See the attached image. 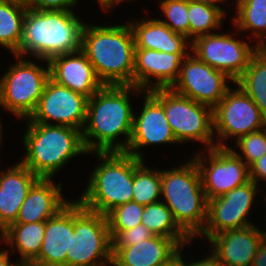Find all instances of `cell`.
Instances as JSON below:
<instances>
[{"label":"cell","instance_id":"obj_1","mask_svg":"<svg viewBox=\"0 0 266 266\" xmlns=\"http://www.w3.org/2000/svg\"><path fill=\"white\" fill-rule=\"evenodd\" d=\"M143 92L133 85H104L88 100L82 129L88 153L126 152L135 111L132 95L140 97Z\"/></svg>","mask_w":266,"mask_h":266},{"label":"cell","instance_id":"obj_2","mask_svg":"<svg viewBox=\"0 0 266 266\" xmlns=\"http://www.w3.org/2000/svg\"><path fill=\"white\" fill-rule=\"evenodd\" d=\"M87 22L82 31L81 50L98 79L103 85H133L136 47L129 22L116 25Z\"/></svg>","mask_w":266,"mask_h":266},{"label":"cell","instance_id":"obj_3","mask_svg":"<svg viewBox=\"0 0 266 266\" xmlns=\"http://www.w3.org/2000/svg\"><path fill=\"white\" fill-rule=\"evenodd\" d=\"M74 10L27 8L23 20L20 57L49 61L53 57L81 50L84 18Z\"/></svg>","mask_w":266,"mask_h":266},{"label":"cell","instance_id":"obj_4","mask_svg":"<svg viewBox=\"0 0 266 266\" xmlns=\"http://www.w3.org/2000/svg\"><path fill=\"white\" fill-rule=\"evenodd\" d=\"M21 135L23 157L18 159L36 176L53 179L71 159L90 155L83 142L82 131L64 125L34 123L25 119Z\"/></svg>","mask_w":266,"mask_h":266},{"label":"cell","instance_id":"obj_5","mask_svg":"<svg viewBox=\"0 0 266 266\" xmlns=\"http://www.w3.org/2000/svg\"><path fill=\"white\" fill-rule=\"evenodd\" d=\"M183 162L173 164L170 169H161V201L172 211L178 226L196 244L207 219V198L194 159L190 156Z\"/></svg>","mask_w":266,"mask_h":266},{"label":"cell","instance_id":"obj_6","mask_svg":"<svg viewBox=\"0 0 266 266\" xmlns=\"http://www.w3.org/2000/svg\"><path fill=\"white\" fill-rule=\"evenodd\" d=\"M96 157L86 187L77 200L93 212L106 215L113 208L132 201L134 156L126 152H94Z\"/></svg>","mask_w":266,"mask_h":266},{"label":"cell","instance_id":"obj_7","mask_svg":"<svg viewBox=\"0 0 266 266\" xmlns=\"http://www.w3.org/2000/svg\"><path fill=\"white\" fill-rule=\"evenodd\" d=\"M12 57L15 62L0 75V107L22 121L29 119L36 110L50 79L49 64L37 58L26 59L15 54Z\"/></svg>","mask_w":266,"mask_h":266},{"label":"cell","instance_id":"obj_8","mask_svg":"<svg viewBox=\"0 0 266 266\" xmlns=\"http://www.w3.org/2000/svg\"><path fill=\"white\" fill-rule=\"evenodd\" d=\"M112 265V240L106 215L88 210L74 199V236L66 266Z\"/></svg>","mask_w":266,"mask_h":266},{"label":"cell","instance_id":"obj_9","mask_svg":"<svg viewBox=\"0 0 266 266\" xmlns=\"http://www.w3.org/2000/svg\"><path fill=\"white\" fill-rule=\"evenodd\" d=\"M233 29L235 32L219 31L196 37L191 42V53L235 82L244 73L259 47L254 42H247V37L234 26Z\"/></svg>","mask_w":266,"mask_h":266},{"label":"cell","instance_id":"obj_10","mask_svg":"<svg viewBox=\"0 0 266 266\" xmlns=\"http://www.w3.org/2000/svg\"><path fill=\"white\" fill-rule=\"evenodd\" d=\"M265 191L264 188L249 180L222 196L208 200L207 219L202 233L197 237L198 240L202 237L206 243L211 236L221 232L255 225L252 214L255 212V206L259 205L263 198L265 200ZM258 195H260L259 198ZM260 197H262L261 200Z\"/></svg>","mask_w":266,"mask_h":266},{"label":"cell","instance_id":"obj_11","mask_svg":"<svg viewBox=\"0 0 266 266\" xmlns=\"http://www.w3.org/2000/svg\"><path fill=\"white\" fill-rule=\"evenodd\" d=\"M164 112L180 145L200 143L202 147L199 144V150L216 146L211 107L181 96L171 89H164Z\"/></svg>","mask_w":266,"mask_h":266},{"label":"cell","instance_id":"obj_12","mask_svg":"<svg viewBox=\"0 0 266 266\" xmlns=\"http://www.w3.org/2000/svg\"><path fill=\"white\" fill-rule=\"evenodd\" d=\"M234 85L213 108V133L217 147H229L231 144L227 141L234 138V143L240 137L266 127V121L257 105Z\"/></svg>","mask_w":266,"mask_h":266},{"label":"cell","instance_id":"obj_13","mask_svg":"<svg viewBox=\"0 0 266 266\" xmlns=\"http://www.w3.org/2000/svg\"><path fill=\"white\" fill-rule=\"evenodd\" d=\"M191 157L199 169L207 201L222 196L250 180L249 167L229 147L196 149Z\"/></svg>","mask_w":266,"mask_h":266},{"label":"cell","instance_id":"obj_14","mask_svg":"<svg viewBox=\"0 0 266 266\" xmlns=\"http://www.w3.org/2000/svg\"><path fill=\"white\" fill-rule=\"evenodd\" d=\"M142 107L134 111L132 134L126 153L144 160L143 149L157 145H178L164 112V89L144 91ZM138 113V114H136ZM142 150V151H141Z\"/></svg>","mask_w":266,"mask_h":266},{"label":"cell","instance_id":"obj_15","mask_svg":"<svg viewBox=\"0 0 266 266\" xmlns=\"http://www.w3.org/2000/svg\"><path fill=\"white\" fill-rule=\"evenodd\" d=\"M232 85L234 81L225 73L210 67L190 52L183 59L179 77L170 89L213 109Z\"/></svg>","mask_w":266,"mask_h":266},{"label":"cell","instance_id":"obj_16","mask_svg":"<svg viewBox=\"0 0 266 266\" xmlns=\"http://www.w3.org/2000/svg\"><path fill=\"white\" fill-rule=\"evenodd\" d=\"M89 98L49 79L29 120L48 125L83 129Z\"/></svg>","mask_w":266,"mask_h":266},{"label":"cell","instance_id":"obj_17","mask_svg":"<svg viewBox=\"0 0 266 266\" xmlns=\"http://www.w3.org/2000/svg\"><path fill=\"white\" fill-rule=\"evenodd\" d=\"M187 55L135 49L133 86L142 91L170 89L178 79Z\"/></svg>","mask_w":266,"mask_h":266},{"label":"cell","instance_id":"obj_18","mask_svg":"<svg viewBox=\"0 0 266 266\" xmlns=\"http://www.w3.org/2000/svg\"><path fill=\"white\" fill-rule=\"evenodd\" d=\"M265 234L266 229L255 224L213 235L206 245L224 266H251Z\"/></svg>","mask_w":266,"mask_h":266},{"label":"cell","instance_id":"obj_19","mask_svg":"<svg viewBox=\"0 0 266 266\" xmlns=\"http://www.w3.org/2000/svg\"><path fill=\"white\" fill-rule=\"evenodd\" d=\"M48 64L51 80L89 99L104 86L82 50L53 57Z\"/></svg>","mask_w":266,"mask_h":266},{"label":"cell","instance_id":"obj_20","mask_svg":"<svg viewBox=\"0 0 266 266\" xmlns=\"http://www.w3.org/2000/svg\"><path fill=\"white\" fill-rule=\"evenodd\" d=\"M74 236V199L45 222L44 239L39 255L33 260L38 266H66Z\"/></svg>","mask_w":266,"mask_h":266},{"label":"cell","instance_id":"obj_21","mask_svg":"<svg viewBox=\"0 0 266 266\" xmlns=\"http://www.w3.org/2000/svg\"><path fill=\"white\" fill-rule=\"evenodd\" d=\"M7 167H0V226L4 230L16 222L29 190L40 179L19 160Z\"/></svg>","mask_w":266,"mask_h":266},{"label":"cell","instance_id":"obj_22","mask_svg":"<svg viewBox=\"0 0 266 266\" xmlns=\"http://www.w3.org/2000/svg\"><path fill=\"white\" fill-rule=\"evenodd\" d=\"M132 28L135 49H153L165 53L189 54L191 41L183 34L173 32L158 17L127 20Z\"/></svg>","mask_w":266,"mask_h":266},{"label":"cell","instance_id":"obj_23","mask_svg":"<svg viewBox=\"0 0 266 266\" xmlns=\"http://www.w3.org/2000/svg\"><path fill=\"white\" fill-rule=\"evenodd\" d=\"M62 188L54 179L40 178L29 190L15 223L46 222L52 218L71 201L63 195Z\"/></svg>","mask_w":266,"mask_h":266},{"label":"cell","instance_id":"obj_24","mask_svg":"<svg viewBox=\"0 0 266 266\" xmlns=\"http://www.w3.org/2000/svg\"><path fill=\"white\" fill-rule=\"evenodd\" d=\"M180 245L173 239L154 235L125 248H112L111 266H165L174 260Z\"/></svg>","mask_w":266,"mask_h":266},{"label":"cell","instance_id":"obj_25","mask_svg":"<svg viewBox=\"0 0 266 266\" xmlns=\"http://www.w3.org/2000/svg\"><path fill=\"white\" fill-rule=\"evenodd\" d=\"M234 1V0H233ZM231 25L250 40L255 39L259 48H266V0H236Z\"/></svg>","mask_w":266,"mask_h":266},{"label":"cell","instance_id":"obj_26","mask_svg":"<svg viewBox=\"0 0 266 266\" xmlns=\"http://www.w3.org/2000/svg\"><path fill=\"white\" fill-rule=\"evenodd\" d=\"M44 232L45 222L12 223L4 230V247L17 253L19 259L33 261L41 251Z\"/></svg>","mask_w":266,"mask_h":266},{"label":"cell","instance_id":"obj_27","mask_svg":"<svg viewBox=\"0 0 266 266\" xmlns=\"http://www.w3.org/2000/svg\"><path fill=\"white\" fill-rule=\"evenodd\" d=\"M24 0H0V48L15 54L23 38Z\"/></svg>","mask_w":266,"mask_h":266},{"label":"cell","instance_id":"obj_28","mask_svg":"<svg viewBox=\"0 0 266 266\" xmlns=\"http://www.w3.org/2000/svg\"><path fill=\"white\" fill-rule=\"evenodd\" d=\"M260 109L266 121V48L251 57L244 73L234 82Z\"/></svg>","mask_w":266,"mask_h":266},{"label":"cell","instance_id":"obj_29","mask_svg":"<svg viewBox=\"0 0 266 266\" xmlns=\"http://www.w3.org/2000/svg\"><path fill=\"white\" fill-rule=\"evenodd\" d=\"M141 223L153 235L175 240L180 246L193 241L176 223L172 211L163 201L145 205Z\"/></svg>","mask_w":266,"mask_h":266},{"label":"cell","instance_id":"obj_30","mask_svg":"<svg viewBox=\"0 0 266 266\" xmlns=\"http://www.w3.org/2000/svg\"><path fill=\"white\" fill-rule=\"evenodd\" d=\"M145 161L134 157L132 198L144 206L161 201V169L150 168Z\"/></svg>","mask_w":266,"mask_h":266},{"label":"cell","instance_id":"obj_31","mask_svg":"<svg viewBox=\"0 0 266 266\" xmlns=\"http://www.w3.org/2000/svg\"><path fill=\"white\" fill-rule=\"evenodd\" d=\"M189 40L221 31L227 15L215 6L188 0Z\"/></svg>","mask_w":266,"mask_h":266},{"label":"cell","instance_id":"obj_32","mask_svg":"<svg viewBox=\"0 0 266 266\" xmlns=\"http://www.w3.org/2000/svg\"><path fill=\"white\" fill-rule=\"evenodd\" d=\"M161 10L160 19L173 32L183 34L189 39L188 0H157Z\"/></svg>","mask_w":266,"mask_h":266},{"label":"cell","instance_id":"obj_33","mask_svg":"<svg viewBox=\"0 0 266 266\" xmlns=\"http://www.w3.org/2000/svg\"><path fill=\"white\" fill-rule=\"evenodd\" d=\"M144 205L131 201L106 214L109 231H124L141 224Z\"/></svg>","mask_w":266,"mask_h":266},{"label":"cell","instance_id":"obj_34","mask_svg":"<svg viewBox=\"0 0 266 266\" xmlns=\"http://www.w3.org/2000/svg\"><path fill=\"white\" fill-rule=\"evenodd\" d=\"M229 146L249 167L255 160L266 154V127L240 137ZM234 146V147H233Z\"/></svg>","mask_w":266,"mask_h":266},{"label":"cell","instance_id":"obj_35","mask_svg":"<svg viewBox=\"0 0 266 266\" xmlns=\"http://www.w3.org/2000/svg\"><path fill=\"white\" fill-rule=\"evenodd\" d=\"M112 248H125L151 238L153 233L142 223L124 231H110Z\"/></svg>","mask_w":266,"mask_h":266},{"label":"cell","instance_id":"obj_36","mask_svg":"<svg viewBox=\"0 0 266 266\" xmlns=\"http://www.w3.org/2000/svg\"><path fill=\"white\" fill-rule=\"evenodd\" d=\"M79 0H24L25 4L37 10H75Z\"/></svg>","mask_w":266,"mask_h":266},{"label":"cell","instance_id":"obj_37","mask_svg":"<svg viewBox=\"0 0 266 266\" xmlns=\"http://www.w3.org/2000/svg\"><path fill=\"white\" fill-rule=\"evenodd\" d=\"M192 243V241L182 245L178 251V257L181 259L183 266H224L216 257V255L210 251L208 248V254L205 253L201 255V258L198 259V257L195 259L194 256L190 260H188L187 256L184 255V248H189L188 246ZM186 258V259H185ZM195 259V260H194ZM187 260V261H186Z\"/></svg>","mask_w":266,"mask_h":266},{"label":"cell","instance_id":"obj_38","mask_svg":"<svg viewBox=\"0 0 266 266\" xmlns=\"http://www.w3.org/2000/svg\"><path fill=\"white\" fill-rule=\"evenodd\" d=\"M249 178L261 188H266V154L249 166Z\"/></svg>","mask_w":266,"mask_h":266},{"label":"cell","instance_id":"obj_39","mask_svg":"<svg viewBox=\"0 0 266 266\" xmlns=\"http://www.w3.org/2000/svg\"><path fill=\"white\" fill-rule=\"evenodd\" d=\"M251 266H266V234L260 241Z\"/></svg>","mask_w":266,"mask_h":266},{"label":"cell","instance_id":"obj_40","mask_svg":"<svg viewBox=\"0 0 266 266\" xmlns=\"http://www.w3.org/2000/svg\"><path fill=\"white\" fill-rule=\"evenodd\" d=\"M193 1L200 2L202 4H207V5H211V6H215L217 8H220L227 16L229 15V14H227L228 10L226 11L227 7H232V6L234 7V5H236V1H234V2L232 1L231 2L232 4H230L229 2L231 0H193ZM223 4H225L227 7L224 8ZM228 4L231 5V6H229Z\"/></svg>","mask_w":266,"mask_h":266},{"label":"cell","instance_id":"obj_41","mask_svg":"<svg viewBox=\"0 0 266 266\" xmlns=\"http://www.w3.org/2000/svg\"><path fill=\"white\" fill-rule=\"evenodd\" d=\"M98 4V9H100L102 12L107 13H112L114 11V8L116 9L117 7V0H96ZM113 10V11H112Z\"/></svg>","mask_w":266,"mask_h":266},{"label":"cell","instance_id":"obj_42","mask_svg":"<svg viewBox=\"0 0 266 266\" xmlns=\"http://www.w3.org/2000/svg\"><path fill=\"white\" fill-rule=\"evenodd\" d=\"M15 253H11L9 249L6 247L3 249L2 246L0 247V266H9L10 262L12 261L11 255Z\"/></svg>","mask_w":266,"mask_h":266},{"label":"cell","instance_id":"obj_43","mask_svg":"<svg viewBox=\"0 0 266 266\" xmlns=\"http://www.w3.org/2000/svg\"><path fill=\"white\" fill-rule=\"evenodd\" d=\"M15 262H10L9 266H38L35 262L32 260H26V259H15Z\"/></svg>","mask_w":266,"mask_h":266},{"label":"cell","instance_id":"obj_44","mask_svg":"<svg viewBox=\"0 0 266 266\" xmlns=\"http://www.w3.org/2000/svg\"><path fill=\"white\" fill-rule=\"evenodd\" d=\"M165 266H183L181 259L177 256L174 260H172L169 264Z\"/></svg>","mask_w":266,"mask_h":266},{"label":"cell","instance_id":"obj_45","mask_svg":"<svg viewBox=\"0 0 266 266\" xmlns=\"http://www.w3.org/2000/svg\"><path fill=\"white\" fill-rule=\"evenodd\" d=\"M1 120H2V118H1V116H0V147L2 148V145H3V144H2V143H3L2 140L4 139V138H3V137H4V136H3V132H4V131H3V128H4L3 125H4V124L2 123Z\"/></svg>","mask_w":266,"mask_h":266},{"label":"cell","instance_id":"obj_46","mask_svg":"<svg viewBox=\"0 0 266 266\" xmlns=\"http://www.w3.org/2000/svg\"><path fill=\"white\" fill-rule=\"evenodd\" d=\"M4 246V229L0 226V246Z\"/></svg>","mask_w":266,"mask_h":266},{"label":"cell","instance_id":"obj_47","mask_svg":"<svg viewBox=\"0 0 266 266\" xmlns=\"http://www.w3.org/2000/svg\"><path fill=\"white\" fill-rule=\"evenodd\" d=\"M131 2V1H137V0H117V7H119L120 5H123L122 3H127V2Z\"/></svg>","mask_w":266,"mask_h":266},{"label":"cell","instance_id":"obj_48","mask_svg":"<svg viewBox=\"0 0 266 266\" xmlns=\"http://www.w3.org/2000/svg\"><path fill=\"white\" fill-rule=\"evenodd\" d=\"M263 201H265V202H263ZM263 201H261L262 202V204L261 205H263L264 207L266 206V205H264L263 203H265L266 204V198H265V200H263ZM266 209H264V214H266ZM263 216H265L266 217V215H263ZM264 220L266 221V219H263L262 220V222H264ZM266 223V222H265Z\"/></svg>","mask_w":266,"mask_h":266}]
</instances>
